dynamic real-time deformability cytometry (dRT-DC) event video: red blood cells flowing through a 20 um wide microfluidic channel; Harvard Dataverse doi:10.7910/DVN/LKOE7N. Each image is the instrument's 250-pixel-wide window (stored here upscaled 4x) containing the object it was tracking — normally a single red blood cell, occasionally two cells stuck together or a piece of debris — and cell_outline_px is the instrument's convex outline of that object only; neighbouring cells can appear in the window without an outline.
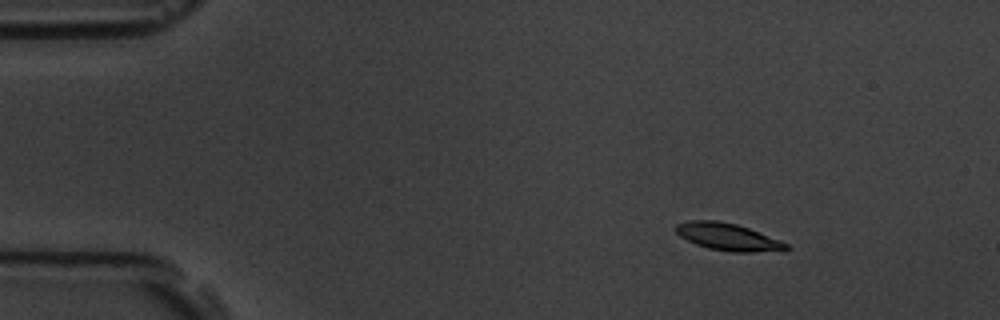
{"species": "common noctule bat (a hibernating species)", "species_latin": "Nyctalus noctula", "temperature_condition": "room temperature", "stored_images_in_passage": 6, "camera_frame_rate_fps": 3000, "um_per_image_px": 0.085, "animal": {"sex": "male", "body_mass_g": 19.5, "forearm_length_mm": 54.6}, "frame": {"image": 1, "passage_image": 3, "time_ms": 2.0, "image_size_px": [1000, 320], "cell_outline_px": [[792, 248], [756, 252], [732, 252], [708, 248], [696, 244], [680, 236], [676, 232], [676, 224], [688, 220], [716, 220], [736, 224], [748, 228], [780, 240], [788, 244]], "centroid_in_image_um": [61.85, 20.12], "position_along_channel_um": 23.2, "area_um2": 17.28}}
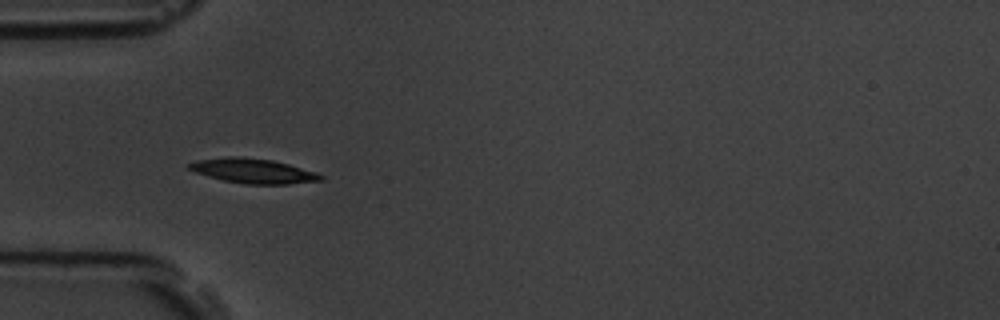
{"frame": {"image": 2, "passage_image": 5, "time_ms": 5.333, "image_size_px": [1000, 320], "cell_outline_px": [[324, 180], [288, 184], [244, 184], [224, 180], [208, 176], [196, 172], [188, 168], [184, 164], [196, 160], [228, 156], [240, 156], [272, 160], [288, 164], [316, 172], [324, 176]], "centroid_in_image_um": [21.5, 14.52], "position_along_channel_um": 63.5, "area_um2": 19.02}}
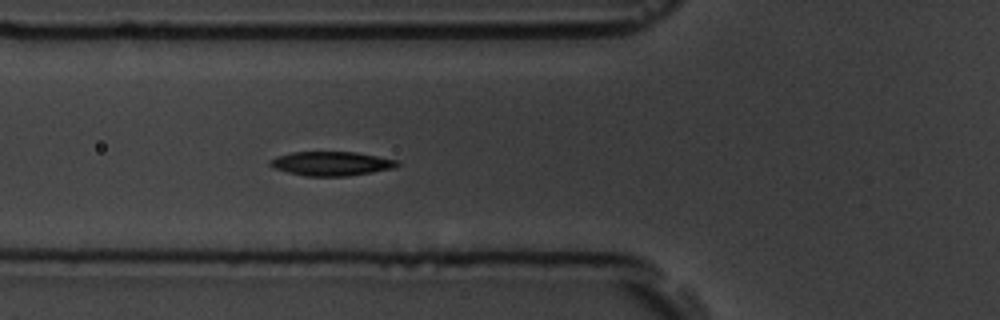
{"frame": {"image": 3, "passage_image": 6, "time_ms": 6.333, "image_size_px": [1000, 320], "cell_outline_px": [[400, 164], [392, 168], [372, 172], [348, 176], [304, 176], [288, 172], [276, 168], [268, 164], [268, 160], [292, 152], [356, 152], [400, 160]], "centroid_in_image_um": [28.19, 13.9], "position_along_channel_um": 97.6, "area_um2": 17.8}}